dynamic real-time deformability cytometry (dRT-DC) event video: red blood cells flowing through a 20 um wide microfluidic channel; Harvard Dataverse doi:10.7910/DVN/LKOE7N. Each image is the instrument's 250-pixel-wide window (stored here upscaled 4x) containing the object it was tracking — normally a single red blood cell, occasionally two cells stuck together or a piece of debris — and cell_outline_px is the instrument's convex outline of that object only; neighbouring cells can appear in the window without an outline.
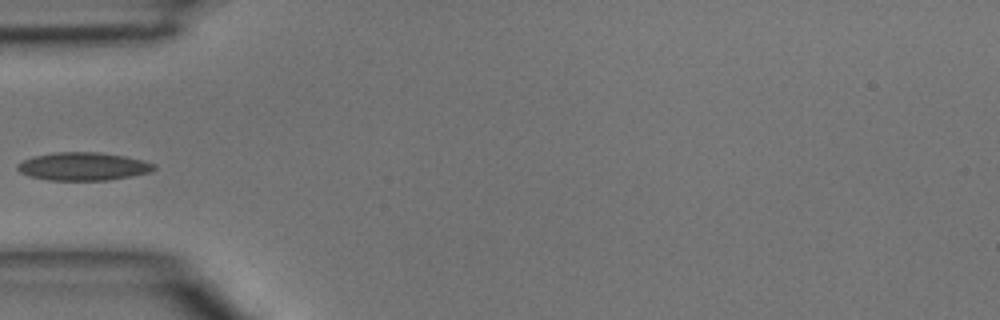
{"species": "common noctule bat (a hibernating species)", "species_latin": "Nyctalus noctula", "temperature_condition": "room temperature", "stored_images_in_passage": 32, "camera_frame_rate_fps": 3000, "um_per_image_px": 0.085, "animal": {"sex": "male", "body_mass_g": 15.6}, "frame": {"image": 1, "passage_image": 1, "time_ms": 0.0, "image_size_px": [1000, 320], "cell_outline_px": [[156, 168], [152, 172], [132, 176], [108, 180], [48, 180], [28, 176], [20, 172], [16, 168], [16, 164], [24, 160], [36, 156], [56, 152], [100, 152], [124, 156], [156, 164]], "centroid_in_image_um": [7.08, 14.15], "position_along_channel_um": 77.9, "area_um2": 22.31}}
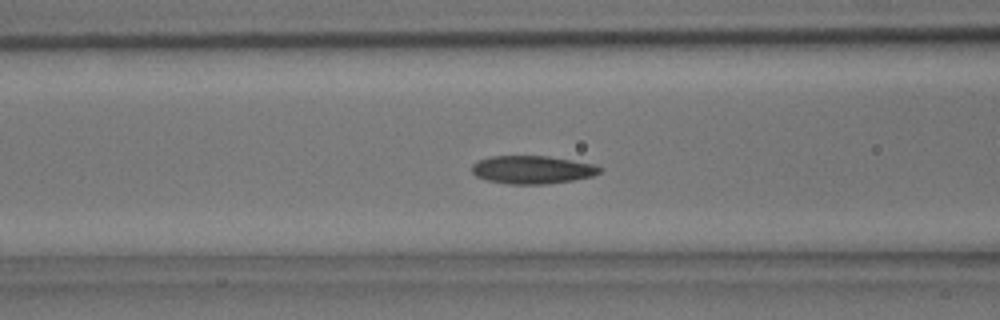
{"frame": {"image": 2, "passage_image": 4, "time_ms": 1.0, "image_size_px": [1000, 320], "cell_outline_px": [[604, 168], [600, 172], [592, 176], [572, 180], [544, 184], [508, 184], [488, 180], [476, 176], [472, 172], [472, 164], [480, 160], [492, 156], [548, 156], [596, 164]], "centroid_in_image_um": [45.28, 14.42], "position_along_channel_um": 121.3, "area_um2": 20.87}}
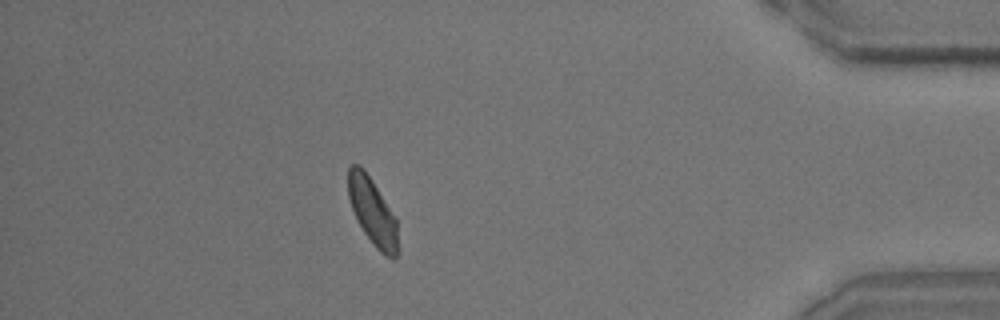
{"frame": {"image": 3, "passage_image": 27, "time_ms": 8.667, "image_size_px": [1000, 320], "cell_outline_px": [[400, 248], [396, 260], [392, 260], [384, 256], [376, 248], [364, 232], [352, 208], [348, 196], [348, 168], [352, 164], [360, 164], [364, 168], [396, 216]], "centroid_in_image_um": [31.72, 18.04], "position_along_channel_um": 403.5, "area_um2": 19.88}}